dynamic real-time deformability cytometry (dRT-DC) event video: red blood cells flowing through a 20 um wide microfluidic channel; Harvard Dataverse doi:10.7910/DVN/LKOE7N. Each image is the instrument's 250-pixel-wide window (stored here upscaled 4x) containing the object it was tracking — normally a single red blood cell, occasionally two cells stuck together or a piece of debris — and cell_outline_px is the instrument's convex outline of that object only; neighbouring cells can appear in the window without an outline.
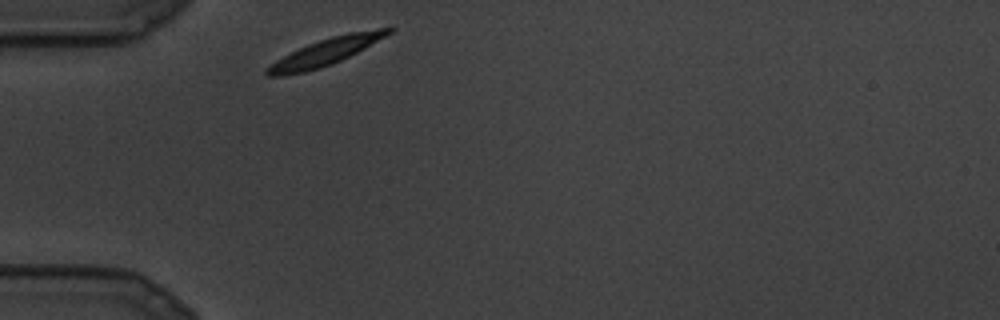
{"species": "common noctule bat (a hibernating species)", "species_latin": "Nyctalus noctula", "temperature_condition": "cold", "stored_images_in_passage": 1, "camera_frame_rate_fps": 3000, "um_per_image_px": 0.085, "animal": {"sex": "male", "body_mass_g": 19.5, "forearm_length_mm": 54.6}, "frame": {"image": 1, "passage_image": 1, "time_ms": 0.0, "image_size_px": [1000, 320], "cell_outline_px": [[396, 28], [392, 32], [364, 48], [332, 64], [320, 68], [304, 72], [280, 76], [268, 76], [264, 72], [264, 68], [276, 60], [308, 44], [332, 36], [348, 32], [392, 24]], "centroid_in_image_um": [27.76, 4.36], "position_along_channel_um": 57.2, "area_um2": 19.19}}